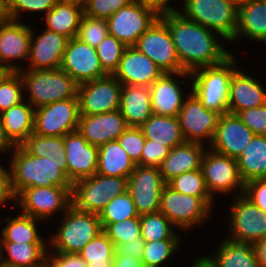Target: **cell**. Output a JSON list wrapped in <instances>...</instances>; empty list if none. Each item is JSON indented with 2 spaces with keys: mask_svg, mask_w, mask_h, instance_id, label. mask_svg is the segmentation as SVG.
Instances as JSON below:
<instances>
[{
  "mask_svg": "<svg viewBox=\"0 0 266 267\" xmlns=\"http://www.w3.org/2000/svg\"><path fill=\"white\" fill-rule=\"evenodd\" d=\"M168 28L181 67L193 72L224 62L231 53L225 51L213 31L185 18L178 10L160 13L159 18Z\"/></svg>",
  "mask_w": 266,
  "mask_h": 267,
  "instance_id": "6da1fadb",
  "label": "cell"
},
{
  "mask_svg": "<svg viewBox=\"0 0 266 267\" xmlns=\"http://www.w3.org/2000/svg\"><path fill=\"white\" fill-rule=\"evenodd\" d=\"M11 161V189L16 197L29 187L72 186L67 178V162L29 154L21 145L15 146Z\"/></svg>",
  "mask_w": 266,
  "mask_h": 267,
  "instance_id": "7a4b0ae2",
  "label": "cell"
},
{
  "mask_svg": "<svg viewBox=\"0 0 266 267\" xmlns=\"http://www.w3.org/2000/svg\"><path fill=\"white\" fill-rule=\"evenodd\" d=\"M235 58L231 55L224 62L202 67L191 72L195 76L192 85V94H194L209 110L218 113H228L229 90Z\"/></svg>",
  "mask_w": 266,
  "mask_h": 267,
  "instance_id": "3957f363",
  "label": "cell"
},
{
  "mask_svg": "<svg viewBox=\"0 0 266 267\" xmlns=\"http://www.w3.org/2000/svg\"><path fill=\"white\" fill-rule=\"evenodd\" d=\"M30 91V103L36 109L59 100L78 98V84L61 68L18 71Z\"/></svg>",
  "mask_w": 266,
  "mask_h": 267,
  "instance_id": "277c9868",
  "label": "cell"
},
{
  "mask_svg": "<svg viewBox=\"0 0 266 267\" xmlns=\"http://www.w3.org/2000/svg\"><path fill=\"white\" fill-rule=\"evenodd\" d=\"M57 235L50 241L55 252L79 253L82 248L103 232L98 214L78 210L71 205Z\"/></svg>",
  "mask_w": 266,
  "mask_h": 267,
  "instance_id": "5b68a950",
  "label": "cell"
},
{
  "mask_svg": "<svg viewBox=\"0 0 266 267\" xmlns=\"http://www.w3.org/2000/svg\"><path fill=\"white\" fill-rule=\"evenodd\" d=\"M128 188V178L95 173L72 185V205L78 210L100 214L110 200Z\"/></svg>",
  "mask_w": 266,
  "mask_h": 267,
  "instance_id": "8992f818",
  "label": "cell"
},
{
  "mask_svg": "<svg viewBox=\"0 0 266 267\" xmlns=\"http://www.w3.org/2000/svg\"><path fill=\"white\" fill-rule=\"evenodd\" d=\"M181 13L224 39L233 41L237 29L238 8L230 0H185ZM211 28V29H210Z\"/></svg>",
  "mask_w": 266,
  "mask_h": 267,
  "instance_id": "52a82bcc",
  "label": "cell"
},
{
  "mask_svg": "<svg viewBox=\"0 0 266 267\" xmlns=\"http://www.w3.org/2000/svg\"><path fill=\"white\" fill-rule=\"evenodd\" d=\"M160 18V12L133 0L107 19L108 34L126 47L135 46L139 37Z\"/></svg>",
  "mask_w": 266,
  "mask_h": 267,
  "instance_id": "ba28073f",
  "label": "cell"
},
{
  "mask_svg": "<svg viewBox=\"0 0 266 267\" xmlns=\"http://www.w3.org/2000/svg\"><path fill=\"white\" fill-rule=\"evenodd\" d=\"M134 47L150 58L164 73L191 75L182 69L170 32L160 19L139 37Z\"/></svg>",
  "mask_w": 266,
  "mask_h": 267,
  "instance_id": "9c48e42d",
  "label": "cell"
},
{
  "mask_svg": "<svg viewBox=\"0 0 266 267\" xmlns=\"http://www.w3.org/2000/svg\"><path fill=\"white\" fill-rule=\"evenodd\" d=\"M79 117V98L56 101L35 109L33 133L64 137L78 130Z\"/></svg>",
  "mask_w": 266,
  "mask_h": 267,
  "instance_id": "30bf717a",
  "label": "cell"
},
{
  "mask_svg": "<svg viewBox=\"0 0 266 267\" xmlns=\"http://www.w3.org/2000/svg\"><path fill=\"white\" fill-rule=\"evenodd\" d=\"M122 86L113 75L78 85L80 115H96L119 110Z\"/></svg>",
  "mask_w": 266,
  "mask_h": 267,
  "instance_id": "8fae6325",
  "label": "cell"
},
{
  "mask_svg": "<svg viewBox=\"0 0 266 267\" xmlns=\"http://www.w3.org/2000/svg\"><path fill=\"white\" fill-rule=\"evenodd\" d=\"M18 199L23 214L42 220L57 210H67L72 205V186L29 187L23 189L15 201Z\"/></svg>",
  "mask_w": 266,
  "mask_h": 267,
  "instance_id": "7c38bea8",
  "label": "cell"
},
{
  "mask_svg": "<svg viewBox=\"0 0 266 267\" xmlns=\"http://www.w3.org/2000/svg\"><path fill=\"white\" fill-rule=\"evenodd\" d=\"M165 185L159 168L135 166L128 177L127 191L139 216L160 210L161 194Z\"/></svg>",
  "mask_w": 266,
  "mask_h": 267,
  "instance_id": "4fadbf2b",
  "label": "cell"
},
{
  "mask_svg": "<svg viewBox=\"0 0 266 267\" xmlns=\"http://www.w3.org/2000/svg\"><path fill=\"white\" fill-rule=\"evenodd\" d=\"M209 210L210 206L200 197L179 193L167 184L162 190L159 211L175 226L190 228L206 219Z\"/></svg>",
  "mask_w": 266,
  "mask_h": 267,
  "instance_id": "5bb4252c",
  "label": "cell"
},
{
  "mask_svg": "<svg viewBox=\"0 0 266 267\" xmlns=\"http://www.w3.org/2000/svg\"><path fill=\"white\" fill-rule=\"evenodd\" d=\"M220 116V113L206 109L191 93L178 114L185 142L201 143L202 138H209L211 144Z\"/></svg>",
  "mask_w": 266,
  "mask_h": 267,
  "instance_id": "9a60e30c",
  "label": "cell"
},
{
  "mask_svg": "<svg viewBox=\"0 0 266 267\" xmlns=\"http://www.w3.org/2000/svg\"><path fill=\"white\" fill-rule=\"evenodd\" d=\"M61 69L78 85L107 75L100 65L96 48L76 37L67 42Z\"/></svg>",
  "mask_w": 266,
  "mask_h": 267,
  "instance_id": "2e32d148",
  "label": "cell"
},
{
  "mask_svg": "<svg viewBox=\"0 0 266 267\" xmlns=\"http://www.w3.org/2000/svg\"><path fill=\"white\" fill-rule=\"evenodd\" d=\"M201 170L211 197L212 192H230L237 186L241 189V195L244 193L245 183L241 179L237 159L213 150L207 153L204 151Z\"/></svg>",
  "mask_w": 266,
  "mask_h": 267,
  "instance_id": "e0dca14e",
  "label": "cell"
},
{
  "mask_svg": "<svg viewBox=\"0 0 266 267\" xmlns=\"http://www.w3.org/2000/svg\"><path fill=\"white\" fill-rule=\"evenodd\" d=\"M231 211V231L229 240L254 244L266 237V213L259 209L243 194L237 198Z\"/></svg>",
  "mask_w": 266,
  "mask_h": 267,
  "instance_id": "ac0fdd59",
  "label": "cell"
},
{
  "mask_svg": "<svg viewBox=\"0 0 266 267\" xmlns=\"http://www.w3.org/2000/svg\"><path fill=\"white\" fill-rule=\"evenodd\" d=\"M64 146L67 178L72 185L97 172L98 147L89 144L78 130L64 136Z\"/></svg>",
  "mask_w": 266,
  "mask_h": 267,
  "instance_id": "d6986e66",
  "label": "cell"
},
{
  "mask_svg": "<svg viewBox=\"0 0 266 267\" xmlns=\"http://www.w3.org/2000/svg\"><path fill=\"white\" fill-rule=\"evenodd\" d=\"M253 136L238 115L222 114L210 147L214 152L237 159Z\"/></svg>",
  "mask_w": 266,
  "mask_h": 267,
  "instance_id": "ffe728a7",
  "label": "cell"
},
{
  "mask_svg": "<svg viewBox=\"0 0 266 267\" xmlns=\"http://www.w3.org/2000/svg\"><path fill=\"white\" fill-rule=\"evenodd\" d=\"M164 72L134 46L126 47L113 76L122 85L150 87Z\"/></svg>",
  "mask_w": 266,
  "mask_h": 267,
  "instance_id": "44dd1931",
  "label": "cell"
},
{
  "mask_svg": "<svg viewBox=\"0 0 266 267\" xmlns=\"http://www.w3.org/2000/svg\"><path fill=\"white\" fill-rule=\"evenodd\" d=\"M125 118L119 110L96 115H80L78 131L89 144L100 147L117 140L128 128Z\"/></svg>",
  "mask_w": 266,
  "mask_h": 267,
  "instance_id": "7402d4cb",
  "label": "cell"
},
{
  "mask_svg": "<svg viewBox=\"0 0 266 267\" xmlns=\"http://www.w3.org/2000/svg\"><path fill=\"white\" fill-rule=\"evenodd\" d=\"M33 35L32 31L29 54L31 69H60L69 39L48 29L36 39Z\"/></svg>",
  "mask_w": 266,
  "mask_h": 267,
  "instance_id": "603a6c76",
  "label": "cell"
},
{
  "mask_svg": "<svg viewBox=\"0 0 266 267\" xmlns=\"http://www.w3.org/2000/svg\"><path fill=\"white\" fill-rule=\"evenodd\" d=\"M202 147L201 143L184 142L170 149L159 167L164 182L167 184L184 172L201 169Z\"/></svg>",
  "mask_w": 266,
  "mask_h": 267,
  "instance_id": "cb8c5ba5",
  "label": "cell"
},
{
  "mask_svg": "<svg viewBox=\"0 0 266 267\" xmlns=\"http://www.w3.org/2000/svg\"><path fill=\"white\" fill-rule=\"evenodd\" d=\"M266 104V93L252 77L235 70L229 90L228 113L238 114L240 111Z\"/></svg>",
  "mask_w": 266,
  "mask_h": 267,
  "instance_id": "d4e9b609",
  "label": "cell"
},
{
  "mask_svg": "<svg viewBox=\"0 0 266 267\" xmlns=\"http://www.w3.org/2000/svg\"><path fill=\"white\" fill-rule=\"evenodd\" d=\"M31 28L15 20H0V58L6 63L12 59L27 58L30 54Z\"/></svg>",
  "mask_w": 266,
  "mask_h": 267,
  "instance_id": "484cf974",
  "label": "cell"
},
{
  "mask_svg": "<svg viewBox=\"0 0 266 267\" xmlns=\"http://www.w3.org/2000/svg\"><path fill=\"white\" fill-rule=\"evenodd\" d=\"M119 111L129 127H140L152 115L149 87L123 85Z\"/></svg>",
  "mask_w": 266,
  "mask_h": 267,
  "instance_id": "4316f807",
  "label": "cell"
},
{
  "mask_svg": "<svg viewBox=\"0 0 266 267\" xmlns=\"http://www.w3.org/2000/svg\"><path fill=\"white\" fill-rule=\"evenodd\" d=\"M172 73H163L150 87L152 114L178 116L183 106L182 91Z\"/></svg>",
  "mask_w": 266,
  "mask_h": 267,
  "instance_id": "83f0119b",
  "label": "cell"
},
{
  "mask_svg": "<svg viewBox=\"0 0 266 267\" xmlns=\"http://www.w3.org/2000/svg\"><path fill=\"white\" fill-rule=\"evenodd\" d=\"M139 128L146 139L170 149L185 142L178 116L152 114Z\"/></svg>",
  "mask_w": 266,
  "mask_h": 267,
  "instance_id": "f1b7e54d",
  "label": "cell"
},
{
  "mask_svg": "<svg viewBox=\"0 0 266 267\" xmlns=\"http://www.w3.org/2000/svg\"><path fill=\"white\" fill-rule=\"evenodd\" d=\"M35 108L28 103L21 102L0 113L5 133L15 145H21L34 131Z\"/></svg>",
  "mask_w": 266,
  "mask_h": 267,
  "instance_id": "f546056e",
  "label": "cell"
},
{
  "mask_svg": "<svg viewBox=\"0 0 266 267\" xmlns=\"http://www.w3.org/2000/svg\"><path fill=\"white\" fill-rule=\"evenodd\" d=\"M136 163L120 146L118 140H113L98 147V174L104 176L126 177L134 171Z\"/></svg>",
  "mask_w": 266,
  "mask_h": 267,
  "instance_id": "4dcf8cb0",
  "label": "cell"
},
{
  "mask_svg": "<svg viewBox=\"0 0 266 267\" xmlns=\"http://www.w3.org/2000/svg\"><path fill=\"white\" fill-rule=\"evenodd\" d=\"M237 163L244 183L266 178V136L254 135L237 158Z\"/></svg>",
  "mask_w": 266,
  "mask_h": 267,
  "instance_id": "1f68e13d",
  "label": "cell"
},
{
  "mask_svg": "<svg viewBox=\"0 0 266 267\" xmlns=\"http://www.w3.org/2000/svg\"><path fill=\"white\" fill-rule=\"evenodd\" d=\"M2 246L8 253V259H1ZM0 260L2 267H45L46 246L44 243L0 242Z\"/></svg>",
  "mask_w": 266,
  "mask_h": 267,
  "instance_id": "d6a6232c",
  "label": "cell"
},
{
  "mask_svg": "<svg viewBox=\"0 0 266 267\" xmlns=\"http://www.w3.org/2000/svg\"><path fill=\"white\" fill-rule=\"evenodd\" d=\"M244 34L249 38L266 42V0H253L238 7V35Z\"/></svg>",
  "mask_w": 266,
  "mask_h": 267,
  "instance_id": "836d02e7",
  "label": "cell"
},
{
  "mask_svg": "<svg viewBox=\"0 0 266 267\" xmlns=\"http://www.w3.org/2000/svg\"><path fill=\"white\" fill-rule=\"evenodd\" d=\"M215 258H207L214 267H259L253 244L223 240Z\"/></svg>",
  "mask_w": 266,
  "mask_h": 267,
  "instance_id": "e575fe53",
  "label": "cell"
},
{
  "mask_svg": "<svg viewBox=\"0 0 266 267\" xmlns=\"http://www.w3.org/2000/svg\"><path fill=\"white\" fill-rule=\"evenodd\" d=\"M83 15V8L57 1L55 6L46 13L47 29L72 39L77 35Z\"/></svg>",
  "mask_w": 266,
  "mask_h": 267,
  "instance_id": "d590c367",
  "label": "cell"
},
{
  "mask_svg": "<svg viewBox=\"0 0 266 267\" xmlns=\"http://www.w3.org/2000/svg\"><path fill=\"white\" fill-rule=\"evenodd\" d=\"M21 146L31 155L66 162L64 137L42 136L31 133Z\"/></svg>",
  "mask_w": 266,
  "mask_h": 267,
  "instance_id": "8d00e7d4",
  "label": "cell"
},
{
  "mask_svg": "<svg viewBox=\"0 0 266 267\" xmlns=\"http://www.w3.org/2000/svg\"><path fill=\"white\" fill-rule=\"evenodd\" d=\"M37 220L29 215L19 214L18 217L9 220L2 229L3 239L0 238V242L45 243L37 233Z\"/></svg>",
  "mask_w": 266,
  "mask_h": 267,
  "instance_id": "74e56055",
  "label": "cell"
},
{
  "mask_svg": "<svg viewBox=\"0 0 266 267\" xmlns=\"http://www.w3.org/2000/svg\"><path fill=\"white\" fill-rule=\"evenodd\" d=\"M115 253L113 242L102 232L88 242L78 253L88 267H112Z\"/></svg>",
  "mask_w": 266,
  "mask_h": 267,
  "instance_id": "f35d334b",
  "label": "cell"
},
{
  "mask_svg": "<svg viewBox=\"0 0 266 267\" xmlns=\"http://www.w3.org/2000/svg\"><path fill=\"white\" fill-rule=\"evenodd\" d=\"M167 185L179 193L200 197L210 207L212 205V197L207 190L201 169L184 172L170 180Z\"/></svg>",
  "mask_w": 266,
  "mask_h": 267,
  "instance_id": "ab89813d",
  "label": "cell"
},
{
  "mask_svg": "<svg viewBox=\"0 0 266 267\" xmlns=\"http://www.w3.org/2000/svg\"><path fill=\"white\" fill-rule=\"evenodd\" d=\"M141 238L145 242L179 239L172 230V222L160 211L140 215Z\"/></svg>",
  "mask_w": 266,
  "mask_h": 267,
  "instance_id": "60d3db41",
  "label": "cell"
},
{
  "mask_svg": "<svg viewBox=\"0 0 266 267\" xmlns=\"http://www.w3.org/2000/svg\"><path fill=\"white\" fill-rule=\"evenodd\" d=\"M134 217L140 216L128 191L112 198L99 214L102 228Z\"/></svg>",
  "mask_w": 266,
  "mask_h": 267,
  "instance_id": "b9f144b4",
  "label": "cell"
},
{
  "mask_svg": "<svg viewBox=\"0 0 266 267\" xmlns=\"http://www.w3.org/2000/svg\"><path fill=\"white\" fill-rule=\"evenodd\" d=\"M23 81L18 71H10L0 76V113L23 102Z\"/></svg>",
  "mask_w": 266,
  "mask_h": 267,
  "instance_id": "7bdbcfd3",
  "label": "cell"
},
{
  "mask_svg": "<svg viewBox=\"0 0 266 267\" xmlns=\"http://www.w3.org/2000/svg\"><path fill=\"white\" fill-rule=\"evenodd\" d=\"M126 46L114 36L108 35L96 48L100 65L107 75L117 70Z\"/></svg>",
  "mask_w": 266,
  "mask_h": 267,
  "instance_id": "ee69618b",
  "label": "cell"
},
{
  "mask_svg": "<svg viewBox=\"0 0 266 267\" xmlns=\"http://www.w3.org/2000/svg\"><path fill=\"white\" fill-rule=\"evenodd\" d=\"M103 232L113 242L116 247L118 244L129 242L141 237L140 217L121 220L117 223H109L103 228Z\"/></svg>",
  "mask_w": 266,
  "mask_h": 267,
  "instance_id": "f6af8a7d",
  "label": "cell"
},
{
  "mask_svg": "<svg viewBox=\"0 0 266 267\" xmlns=\"http://www.w3.org/2000/svg\"><path fill=\"white\" fill-rule=\"evenodd\" d=\"M180 239L145 242L141 260L146 267H159L177 249Z\"/></svg>",
  "mask_w": 266,
  "mask_h": 267,
  "instance_id": "bcb514c9",
  "label": "cell"
},
{
  "mask_svg": "<svg viewBox=\"0 0 266 267\" xmlns=\"http://www.w3.org/2000/svg\"><path fill=\"white\" fill-rule=\"evenodd\" d=\"M108 35L107 20L86 16L84 14L76 38L97 48Z\"/></svg>",
  "mask_w": 266,
  "mask_h": 267,
  "instance_id": "7dc6e473",
  "label": "cell"
},
{
  "mask_svg": "<svg viewBox=\"0 0 266 267\" xmlns=\"http://www.w3.org/2000/svg\"><path fill=\"white\" fill-rule=\"evenodd\" d=\"M117 140L136 165L140 166V157L146 140L141 129L128 127Z\"/></svg>",
  "mask_w": 266,
  "mask_h": 267,
  "instance_id": "c3c4849f",
  "label": "cell"
},
{
  "mask_svg": "<svg viewBox=\"0 0 266 267\" xmlns=\"http://www.w3.org/2000/svg\"><path fill=\"white\" fill-rule=\"evenodd\" d=\"M133 0H88L84 8V14L94 18L107 20L123 6Z\"/></svg>",
  "mask_w": 266,
  "mask_h": 267,
  "instance_id": "681fc988",
  "label": "cell"
},
{
  "mask_svg": "<svg viewBox=\"0 0 266 267\" xmlns=\"http://www.w3.org/2000/svg\"><path fill=\"white\" fill-rule=\"evenodd\" d=\"M58 0H6L7 19L18 21L20 11H47L48 13Z\"/></svg>",
  "mask_w": 266,
  "mask_h": 267,
  "instance_id": "f907efd6",
  "label": "cell"
},
{
  "mask_svg": "<svg viewBox=\"0 0 266 267\" xmlns=\"http://www.w3.org/2000/svg\"><path fill=\"white\" fill-rule=\"evenodd\" d=\"M237 115L254 135L266 136V104L242 110Z\"/></svg>",
  "mask_w": 266,
  "mask_h": 267,
  "instance_id": "816d5d0a",
  "label": "cell"
},
{
  "mask_svg": "<svg viewBox=\"0 0 266 267\" xmlns=\"http://www.w3.org/2000/svg\"><path fill=\"white\" fill-rule=\"evenodd\" d=\"M169 152V147L162 144L153 143V140L146 139L140 157V166L159 168Z\"/></svg>",
  "mask_w": 266,
  "mask_h": 267,
  "instance_id": "f5cc1de1",
  "label": "cell"
},
{
  "mask_svg": "<svg viewBox=\"0 0 266 267\" xmlns=\"http://www.w3.org/2000/svg\"><path fill=\"white\" fill-rule=\"evenodd\" d=\"M243 195L266 213V178L245 183Z\"/></svg>",
  "mask_w": 266,
  "mask_h": 267,
  "instance_id": "db71d44e",
  "label": "cell"
},
{
  "mask_svg": "<svg viewBox=\"0 0 266 267\" xmlns=\"http://www.w3.org/2000/svg\"><path fill=\"white\" fill-rule=\"evenodd\" d=\"M46 267H88V264L77 253L56 252L51 259L46 257Z\"/></svg>",
  "mask_w": 266,
  "mask_h": 267,
  "instance_id": "11a10c76",
  "label": "cell"
},
{
  "mask_svg": "<svg viewBox=\"0 0 266 267\" xmlns=\"http://www.w3.org/2000/svg\"><path fill=\"white\" fill-rule=\"evenodd\" d=\"M145 241L140 237L129 242L118 244L114 254H123L128 257L141 259L143 256Z\"/></svg>",
  "mask_w": 266,
  "mask_h": 267,
  "instance_id": "9f6ffc18",
  "label": "cell"
},
{
  "mask_svg": "<svg viewBox=\"0 0 266 267\" xmlns=\"http://www.w3.org/2000/svg\"><path fill=\"white\" fill-rule=\"evenodd\" d=\"M15 198L11 189L10 171L7 172L0 165V205L5 203L7 199H14L15 201Z\"/></svg>",
  "mask_w": 266,
  "mask_h": 267,
  "instance_id": "6f0895ef",
  "label": "cell"
},
{
  "mask_svg": "<svg viewBox=\"0 0 266 267\" xmlns=\"http://www.w3.org/2000/svg\"><path fill=\"white\" fill-rule=\"evenodd\" d=\"M112 267H146L141 259L114 254Z\"/></svg>",
  "mask_w": 266,
  "mask_h": 267,
  "instance_id": "680465c9",
  "label": "cell"
},
{
  "mask_svg": "<svg viewBox=\"0 0 266 267\" xmlns=\"http://www.w3.org/2000/svg\"><path fill=\"white\" fill-rule=\"evenodd\" d=\"M253 246L257 255L259 267H266V237L256 241Z\"/></svg>",
  "mask_w": 266,
  "mask_h": 267,
  "instance_id": "91938a15",
  "label": "cell"
},
{
  "mask_svg": "<svg viewBox=\"0 0 266 267\" xmlns=\"http://www.w3.org/2000/svg\"><path fill=\"white\" fill-rule=\"evenodd\" d=\"M136 1L142 4L152 6L156 8L160 13L176 10V9L171 8V6L169 7L167 5L169 3V0H136Z\"/></svg>",
  "mask_w": 266,
  "mask_h": 267,
  "instance_id": "94428289",
  "label": "cell"
},
{
  "mask_svg": "<svg viewBox=\"0 0 266 267\" xmlns=\"http://www.w3.org/2000/svg\"><path fill=\"white\" fill-rule=\"evenodd\" d=\"M13 147L15 145L7 137L0 117V151L12 149Z\"/></svg>",
  "mask_w": 266,
  "mask_h": 267,
  "instance_id": "6125c7cd",
  "label": "cell"
},
{
  "mask_svg": "<svg viewBox=\"0 0 266 267\" xmlns=\"http://www.w3.org/2000/svg\"><path fill=\"white\" fill-rule=\"evenodd\" d=\"M10 64V65H9ZM2 64V61H1V58H0V73L3 75V74H6V73H9L10 71H19L20 68L15 65V64Z\"/></svg>",
  "mask_w": 266,
  "mask_h": 267,
  "instance_id": "be15d7a7",
  "label": "cell"
},
{
  "mask_svg": "<svg viewBox=\"0 0 266 267\" xmlns=\"http://www.w3.org/2000/svg\"><path fill=\"white\" fill-rule=\"evenodd\" d=\"M191 267H214V265L207 259V257H201L195 260Z\"/></svg>",
  "mask_w": 266,
  "mask_h": 267,
  "instance_id": "e7e4bbea",
  "label": "cell"
},
{
  "mask_svg": "<svg viewBox=\"0 0 266 267\" xmlns=\"http://www.w3.org/2000/svg\"><path fill=\"white\" fill-rule=\"evenodd\" d=\"M7 18V2L6 0H0V20Z\"/></svg>",
  "mask_w": 266,
  "mask_h": 267,
  "instance_id": "03108f58",
  "label": "cell"
},
{
  "mask_svg": "<svg viewBox=\"0 0 266 267\" xmlns=\"http://www.w3.org/2000/svg\"><path fill=\"white\" fill-rule=\"evenodd\" d=\"M58 1L63 3L74 4L84 9L88 0H58Z\"/></svg>",
  "mask_w": 266,
  "mask_h": 267,
  "instance_id": "003e7915",
  "label": "cell"
},
{
  "mask_svg": "<svg viewBox=\"0 0 266 267\" xmlns=\"http://www.w3.org/2000/svg\"><path fill=\"white\" fill-rule=\"evenodd\" d=\"M237 8L243 4L249 3L253 0H230Z\"/></svg>",
  "mask_w": 266,
  "mask_h": 267,
  "instance_id": "a7ac6f4b",
  "label": "cell"
}]
</instances>
